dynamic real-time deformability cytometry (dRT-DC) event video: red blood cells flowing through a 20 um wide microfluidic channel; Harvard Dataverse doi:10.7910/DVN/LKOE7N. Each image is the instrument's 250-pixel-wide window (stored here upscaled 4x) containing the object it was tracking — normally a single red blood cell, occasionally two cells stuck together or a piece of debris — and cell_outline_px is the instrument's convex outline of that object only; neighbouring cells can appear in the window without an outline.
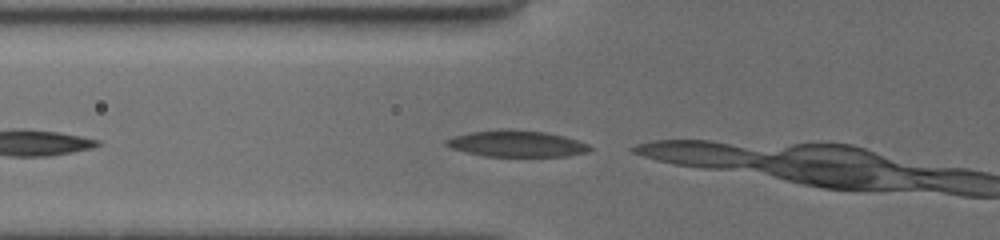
{"species": "common noctule bat (a hibernating species)", "species_latin": "Nyctalus noctula", "temperature_condition": "cold", "stored_images_in_passage": 12, "camera_frame_rate_fps": 3000, "um_per_image_px": 0.085, "animal": {"sex": "female", "body_mass_g": 19.5, "forearm_length_mm": 54.1}, "frame": {"image": 1, "passage_image": 8, "time_ms": 2.0, "image_size_px": [1000, 240], "cell_outline_px": [[592, 148], [588, 152], [568, 156], [484, 156], [452, 148], [444, 144], [444, 140], [468, 132], [500, 128], [504, 128], [544, 132], [564, 136], [588, 144]], "centroid_in_image_um": [43.9, 12.2], "position_along_channel_um": 81.9, "area_um2": 22.08}}